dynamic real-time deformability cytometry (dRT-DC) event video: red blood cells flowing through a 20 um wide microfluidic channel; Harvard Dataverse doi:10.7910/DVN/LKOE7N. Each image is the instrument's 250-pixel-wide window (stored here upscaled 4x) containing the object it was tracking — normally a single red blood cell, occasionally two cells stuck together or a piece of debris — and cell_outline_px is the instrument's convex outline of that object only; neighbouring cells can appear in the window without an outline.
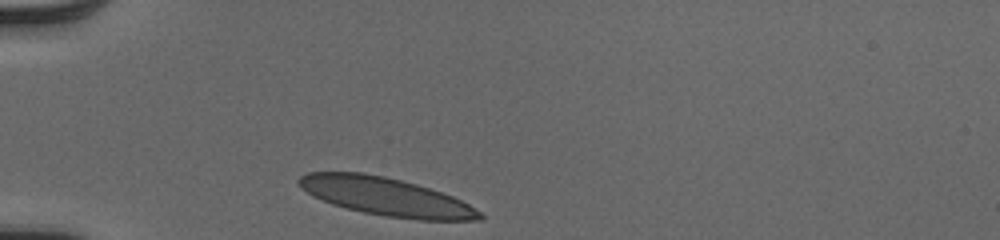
{"species": "human", "species_latin": "Homo sapiens", "temperature_condition": "cold", "stored_images_in_passage": 29, "camera_frame_rate_fps": 3000, "um_per_image_px": 0.085, "donor": {"sex": "male"}, "frame": {"image": 1, "passage_image": 1, "time_ms": 0.0, "image_size_px": [1000, 240], "cell_outline_px": [[484, 216], [480, 220], [420, 220], [384, 216], [364, 212], [332, 204], [312, 196], [296, 180], [300, 176], [308, 172], [360, 172], [384, 176], [416, 184], [452, 196], [468, 204], [480, 212]], "centroid_in_image_um": [32.8, 16.71], "position_along_channel_um": 52.2, "area_um2": 39.65}}
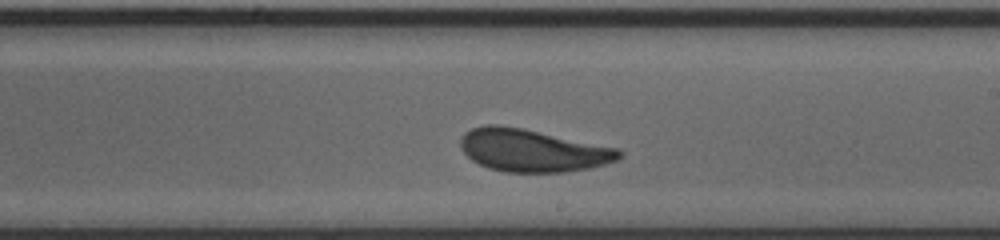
{"frame": {"image": 2, "passage_image": 17, "time_ms": 5.333, "image_size_px": [1000, 240], "cell_outline_px": [[624, 152], [616, 160], [592, 168], [564, 172], [504, 172], [488, 168], [472, 160], [460, 148], [460, 140], [464, 132], [472, 128], [488, 124], [496, 124], [520, 128], [616, 148]], "centroid_in_image_um": [45.22, 12.8], "position_along_channel_um": 243.8, "area_um2": 38.96}}
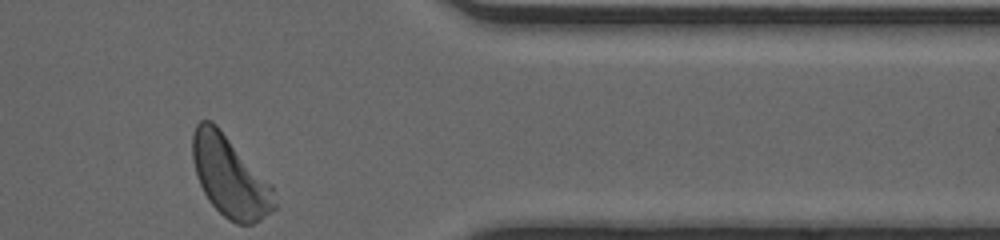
{"frame": {"image": 3, "passage_image": 29, "time_ms": 9.333, "image_size_px": [1000, 240], "cell_outline_px": [[276, 208], [260, 220], [252, 224], [236, 224], [228, 220], [208, 200], [196, 176], [192, 160], [192, 132], [196, 124], [200, 120], [212, 120], [216, 124], [272, 184], [276, 204]], "centroid_in_image_um": [19.53, 15.0], "position_along_channel_um": 391.9, "area_um2": 38.73}, "authors_computed_cell_mechanics": {"area_um2": 38.9572, "velocity_mm_per_s": 4.025, "shape_relaxation_time_tau1_ms": 2.8157, "shape_relaxation_time_tau2_ms": null, "deformation_change_tau1": 0.1296, "deformation_change_tau2": null}}